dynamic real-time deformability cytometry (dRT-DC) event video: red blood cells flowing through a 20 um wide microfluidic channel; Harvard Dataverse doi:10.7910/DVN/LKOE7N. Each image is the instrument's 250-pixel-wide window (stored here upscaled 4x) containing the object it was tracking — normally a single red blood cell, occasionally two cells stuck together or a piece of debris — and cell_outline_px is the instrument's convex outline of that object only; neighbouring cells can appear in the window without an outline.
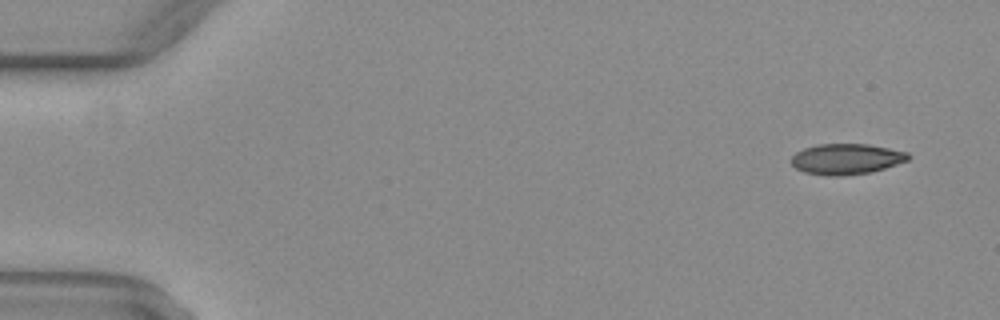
{"species": "common noctule bat (a hibernating species)", "species_latin": "Nyctalus noctula", "temperature_condition": "warm", "stored_images_in_passage": 52, "camera_frame_rate_fps": 3000, "um_per_image_px": 0.085, "animal": {"sex": "female", "body_mass_g": 29.2, "forearm_length_mm": 56.3}, "frame": {"image": 1, "passage_image": 4, "time_ms": 1.0, "image_size_px": [1000, 320], "cell_outline_px": [[912, 156], [908, 160], [872, 172], [840, 176], [832, 176], [804, 172], [796, 168], [792, 164], [792, 156], [796, 152], [804, 148], [816, 144], [868, 144], [908, 152]], "centroid_in_image_um": [71.95, 13.51], "position_along_channel_um": 13.1, "area_um2": 20.87}}
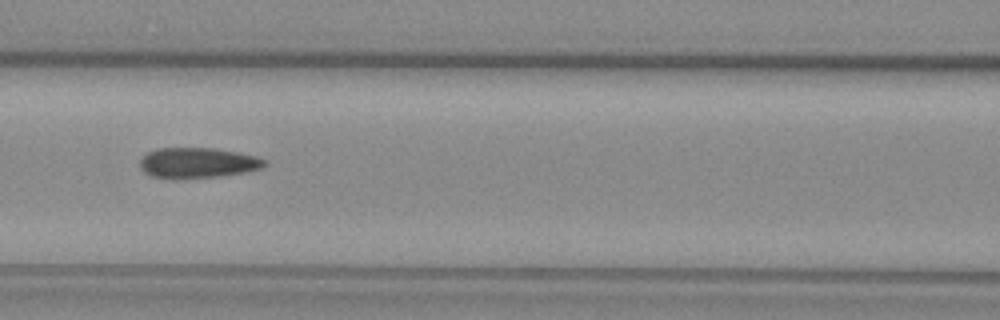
{"frame": {"image": 2, "passage_image": 24, "time_ms": 7.667, "image_size_px": [1000, 320], "cell_outline_px": [[268, 164], [260, 168], [244, 172], [216, 176], [152, 176], [144, 172], [140, 168], [140, 160], [148, 152], [156, 148], [216, 148], [256, 156], [264, 160]], "centroid_in_image_um": [16.81, 13.79], "position_along_channel_um": 149.8, "area_um2": 21.21}}
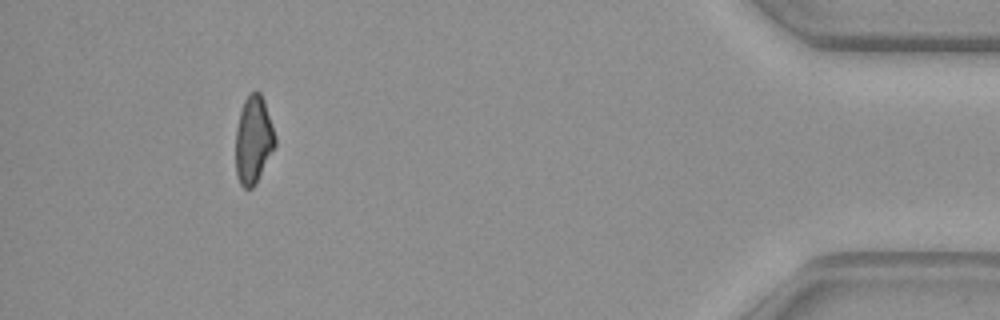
{"frame": {"image": 3, "passage_image": 48, "time_ms": 15.667, "image_size_px": [1000, 320], "cell_outline_px": [[276, 144], [256, 184], [252, 188], [244, 188], [240, 184], [236, 176], [236, 128], [240, 112], [244, 100], [256, 88], [260, 92], [264, 100], [276, 136]], "centroid_in_image_um": [21.54, 11.89], "position_along_channel_um": 413.7, "area_um2": 20.23}, "authors_computed_cell_mechanics": {"area_um2": 21.5594, "velocity_mm_per_s": 4.0918, "shape_relaxation_time_tau1_ms": null, "shape_relaxation_time_tau2_ms": 2.2818, "deformation_change_tau1": null, "deformation_change_tau2": 0.0934}}